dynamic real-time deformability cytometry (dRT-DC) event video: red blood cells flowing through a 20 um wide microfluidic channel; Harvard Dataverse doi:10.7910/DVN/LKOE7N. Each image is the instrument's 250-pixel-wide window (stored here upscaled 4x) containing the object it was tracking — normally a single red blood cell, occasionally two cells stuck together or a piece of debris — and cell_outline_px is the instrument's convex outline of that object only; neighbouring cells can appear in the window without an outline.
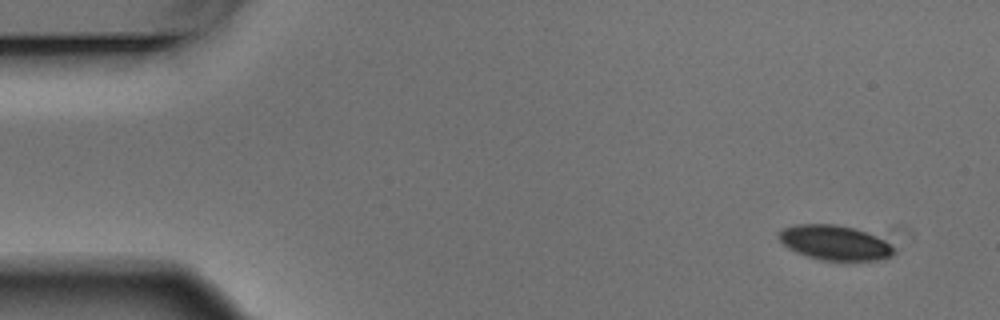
{"species": "Egyptian fruit bat (a non-hibernating species)", "species_latin": "Rousettus aegyptiacus", "temperature_condition": "warm", "stored_images_in_passage": 4, "camera_frame_rate_fps": 3000, "um_per_image_px": 0.085, "animal": {"sex": "male"}, "frame": {"image": 1, "passage_image": 1, "time_ms": 0.0, "image_size_px": [1000, 320], "cell_outline_px": [[892, 256], [880, 260], [820, 260], [796, 252], [788, 248], [776, 236], [780, 228], [796, 224], [836, 224], [856, 228], [876, 236], [884, 240], [892, 248]], "centroid_in_image_um": [70.89, 20.61], "position_along_channel_um": 14.1, "area_um2": 23.29}}